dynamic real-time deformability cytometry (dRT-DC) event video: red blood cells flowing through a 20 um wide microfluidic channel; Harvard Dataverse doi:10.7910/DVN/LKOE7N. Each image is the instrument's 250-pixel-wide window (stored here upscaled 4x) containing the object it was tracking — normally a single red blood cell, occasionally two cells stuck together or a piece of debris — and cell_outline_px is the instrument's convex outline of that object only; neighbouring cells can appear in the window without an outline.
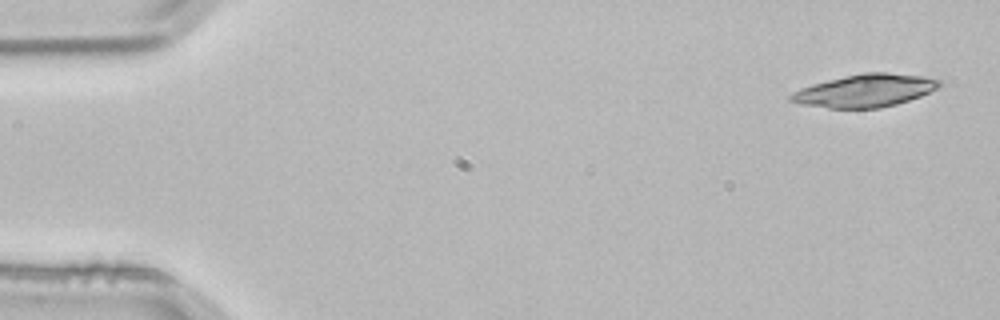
{"species": "common noctule bat (a hibernating species)", "species_latin": "Nyctalus noctula", "temperature_condition": "room temperature", "stored_images_in_passage": 4, "segment_of_instrument_passage": [1, 2], "camera_frame_rate_fps": 3000, "um_per_image_px": 0.085, "animal": {"sex": "male", "body_mass_g": 21.5, "forearm_length_mm": 52.0}, "frame": {"image": 1, "passage_image": 1, "time_ms": 0.0, "image_size_px": [1000, 320], "cell_outline_px": [[944, 84], [940, 88], [920, 96], [896, 104], [880, 108], [828, 108], [800, 104], [788, 100], [788, 96], [792, 92], [800, 88], [812, 84], [828, 80], [864, 72], [888, 72], [920, 76], [940, 80]], "centroid_in_image_um": [73.53, 7.7], "position_along_channel_um": 11.5, "area_um2": 28.38}}